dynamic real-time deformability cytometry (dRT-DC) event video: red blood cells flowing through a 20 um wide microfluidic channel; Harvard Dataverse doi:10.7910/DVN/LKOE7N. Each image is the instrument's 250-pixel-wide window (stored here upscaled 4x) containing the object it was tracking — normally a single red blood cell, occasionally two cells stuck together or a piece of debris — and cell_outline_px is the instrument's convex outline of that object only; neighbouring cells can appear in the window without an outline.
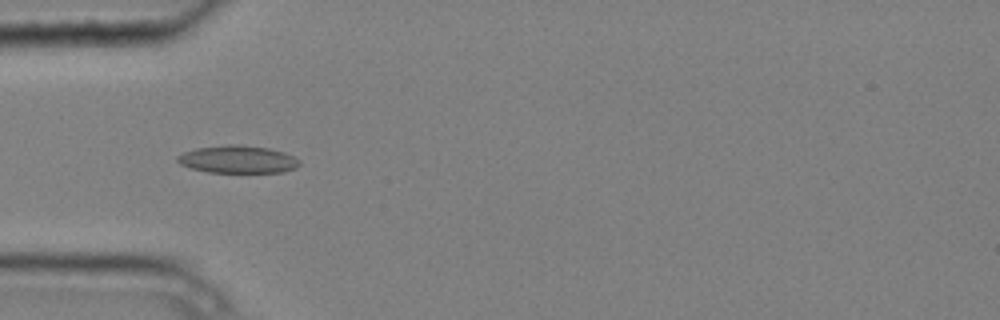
{"species": "common noctule bat (a hibernating species)", "species_latin": "Nyctalus noctula", "temperature_condition": "cold", "stored_images_in_passage": 9, "camera_frame_rate_fps": 3000, "um_per_image_px": 0.085, "animal": {"sex": "male", "body_mass_g": 20.4}, "frame": {"image": 1, "passage_image": 3, "time_ms": 0.667, "image_size_px": [1000, 320], "cell_outline_px": [[300, 164], [296, 168], [284, 172], [208, 172], [192, 168], [180, 164], [176, 160], [176, 156], [184, 152], [196, 148], [228, 144], [236, 144], [268, 148], [284, 152], [300, 160]], "centroid_in_image_um": [20.21, 13.54], "position_along_channel_um": 64.8, "area_um2": 19.59}}
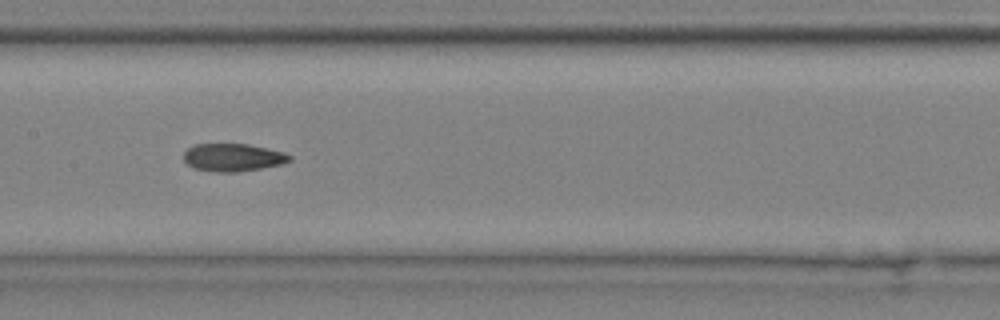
{"frame": {"image": 2, "passage_image": 6, "time_ms": 1.667, "image_size_px": [1000, 320], "cell_outline_px": [[292, 160], [284, 164], [236, 172], [212, 172], [192, 168], [184, 160], [184, 152], [192, 144], [248, 144], [284, 152], [292, 156]], "centroid_in_image_um": [19.8, 13.38], "position_along_channel_um": 187.6, "area_um2": 17.28}}
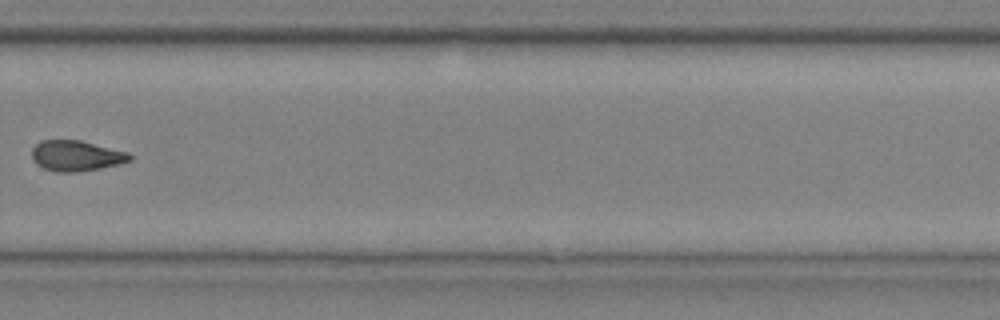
{"frame": {"image": 3, "passage_image": 9, "time_ms": 2.667, "image_size_px": [1000, 320], "cell_outline_px": [[132, 160], [100, 168], [76, 172], [56, 172], [44, 168], [36, 164], [32, 160], [32, 148], [40, 140], [80, 140], [128, 152], [132, 156]], "centroid_in_image_um": [6.44, 13.23], "position_along_channel_um": 323.4, "area_um2": 17.4}}